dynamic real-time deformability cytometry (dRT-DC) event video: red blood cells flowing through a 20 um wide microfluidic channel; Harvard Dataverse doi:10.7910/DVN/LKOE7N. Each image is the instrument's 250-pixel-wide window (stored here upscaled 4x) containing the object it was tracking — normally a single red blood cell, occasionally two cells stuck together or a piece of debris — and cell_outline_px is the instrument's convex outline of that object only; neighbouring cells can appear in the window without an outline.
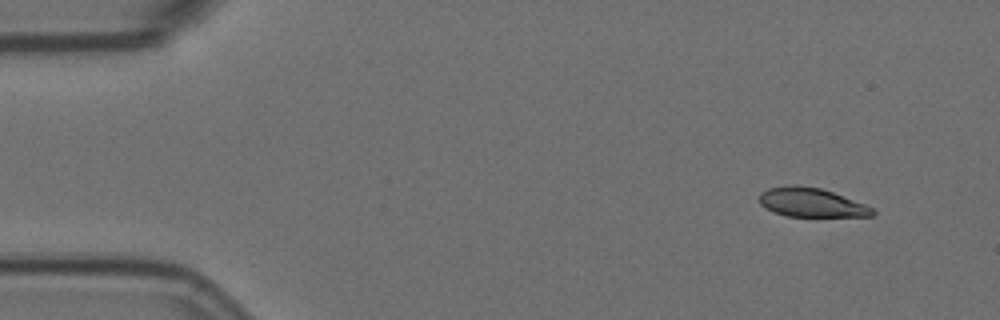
{"species": "Egyptian fruit bat (a non-hibernating species)", "species_latin": "Rousettus aegyptiacus", "temperature_condition": "room temperature", "stored_images_in_passage": 4, "camera_frame_rate_fps": 3000, "um_per_image_px": 0.085, "animal": {"sex": "female"}, "frame": {"image": 1, "passage_image": 1, "time_ms": 0.0, "image_size_px": [1000, 320], "cell_outline_px": [[876, 212], [872, 216], [788, 216], [772, 212], [764, 208], [760, 204], [760, 192], [768, 188], [788, 184], [792, 184], [820, 188], [832, 192], [864, 204], [872, 208]], "centroid_in_image_um": [68.9, 17.2], "position_along_channel_um": 16.1, "area_um2": 19.07}}
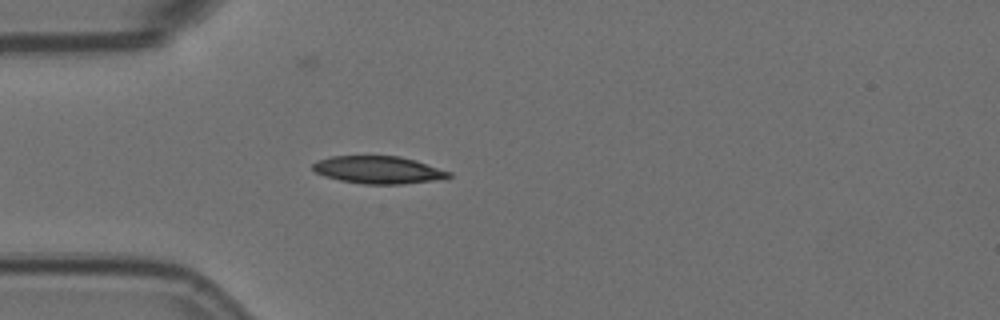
{"frame": {"image": 2, "passage_image": 4, "time_ms": 1.0, "image_size_px": [1000, 320], "cell_outline_px": [[452, 176], [432, 180], [404, 184], [364, 184], [340, 180], [324, 176], [316, 172], [312, 168], [312, 164], [316, 160], [332, 156], [400, 156], [416, 160], [452, 172]], "centroid_in_image_um": [32.14, 14.43], "position_along_channel_um": 52.9, "area_um2": 21.79}}